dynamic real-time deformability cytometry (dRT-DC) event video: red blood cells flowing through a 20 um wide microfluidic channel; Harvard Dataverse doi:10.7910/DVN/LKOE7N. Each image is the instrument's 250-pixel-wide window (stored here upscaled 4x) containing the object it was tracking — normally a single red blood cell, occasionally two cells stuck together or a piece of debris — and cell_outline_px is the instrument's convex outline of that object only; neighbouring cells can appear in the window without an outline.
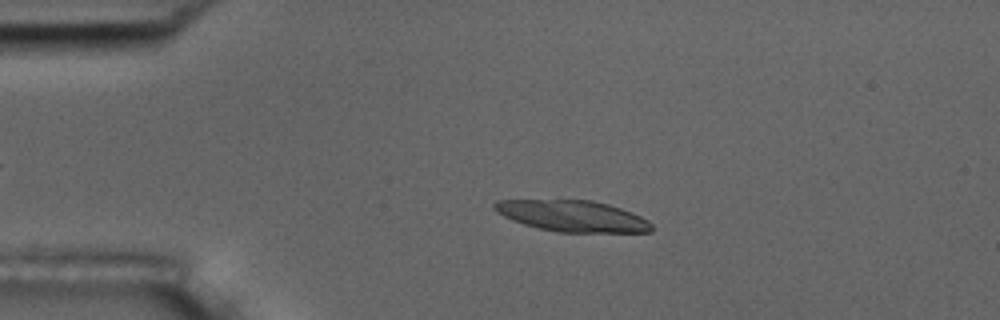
{"species": "common noctule bat (a hibernating species)", "species_latin": "Nyctalus noctula", "temperature_condition": "room temperature", "stored_images_in_passage": 4, "segment_of_instrument_passage": [1, 2], "camera_frame_rate_fps": 3000, "um_per_image_px": 0.085, "animal": {"sex": "male", "body_mass_g": 17.5, "forearm_length_mm": 52.3}, "frame": {"image": 1, "passage_image": 2, "time_ms": 1.0, "image_size_px": [1000, 320], "cell_outline_px": [[652, 232], [556, 232], [536, 228], [512, 220], [496, 212], [492, 208], [492, 204], [496, 200], [592, 200], [608, 204], [632, 212], [648, 220], [652, 224]], "centroid_in_image_um": [48.64, 18.36], "position_along_channel_um": 36.4, "area_um2": 28.67}}